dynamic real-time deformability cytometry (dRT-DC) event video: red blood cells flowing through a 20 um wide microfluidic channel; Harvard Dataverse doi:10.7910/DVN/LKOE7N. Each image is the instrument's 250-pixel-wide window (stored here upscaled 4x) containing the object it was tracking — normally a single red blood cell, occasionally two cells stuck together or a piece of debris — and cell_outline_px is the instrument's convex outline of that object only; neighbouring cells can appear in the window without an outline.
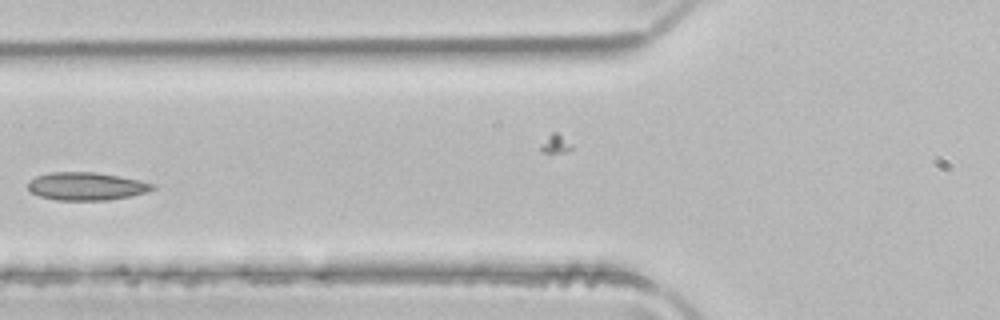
{"species": "common noctule bat (a hibernating species)", "species_latin": "Nyctalus noctula", "temperature_condition": "room temperature", "stored_images_in_passage": 2, "camera_frame_rate_fps": 3000, "um_per_image_px": 0.085, "animal": {"sex": "male", "body_mass_g": 21.5, "forearm_length_mm": 52.0}, "frame": {"image": 1, "passage_image": 2, "time_ms": 0.333, "image_size_px": [1000, 320], "cell_outline_px": [[156, 188], [148, 192], [132, 196], [108, 200], [56, 200], [40, 196], [32, 192], [28, 188], [28, 180], [36, 176], [52, 172], [96, 172], [120, 176], [156, 184]], "centroid_in_image_um": [7.37, 15.83], "position_along_channel_um": 118.4, "area_um2": 20.4}}